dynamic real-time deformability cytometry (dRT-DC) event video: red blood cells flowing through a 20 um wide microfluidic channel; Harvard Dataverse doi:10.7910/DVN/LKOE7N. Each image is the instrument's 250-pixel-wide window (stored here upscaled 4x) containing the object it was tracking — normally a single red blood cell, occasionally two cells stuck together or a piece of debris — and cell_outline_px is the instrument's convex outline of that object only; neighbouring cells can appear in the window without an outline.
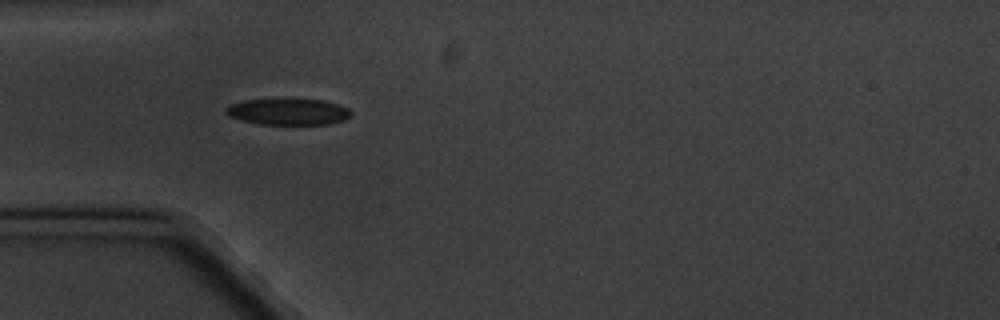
{"species": "common noctule bat (a hibernating species)", "species_latin": "Nyctalus noctula", "temperature_condition": "cold", "stored_images_in_passage": 6, "camera_frame_rate_fps": 3000, "um_per_image_px": 0.085, "animal": {"sex": "male", "body_mass_g": 20.1, "forearm_length_mm": 53.5}, "frame": {"image": 1, "passage_image": 5, "time_ms": 4.667, "image_size_px": [1000, 320], "cell_outline_px": [[352, 116], [344, 120], [328, 124], [260, 124], [240, 120], [228, 116], [224, 112], [224, 108], [228, 104], [244, 100], [284, 96], [320, 100], [336, 104], [348, 108], [352, 112]], "centroid_in_image_um": [24.43, 9.45], "position_along_channel_um": 60.6, "area_um2": 20.17}}